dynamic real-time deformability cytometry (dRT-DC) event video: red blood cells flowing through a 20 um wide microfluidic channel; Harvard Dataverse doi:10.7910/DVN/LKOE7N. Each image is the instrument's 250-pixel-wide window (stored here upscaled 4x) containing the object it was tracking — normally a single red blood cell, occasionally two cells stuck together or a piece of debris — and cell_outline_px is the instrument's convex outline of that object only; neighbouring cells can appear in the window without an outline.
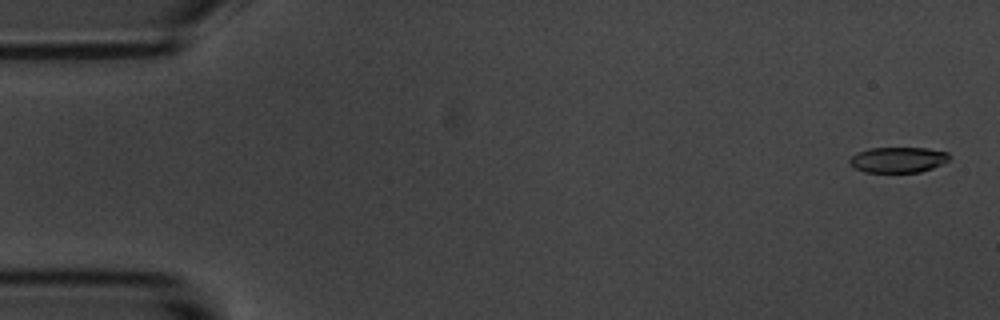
{"species": "common noctule bat (a hibernating species)", "species_latin": "Nyctalus noctula", "temperature_condition": "room temperature", "stored_images_in_passage": 5, "camera_frame_rate_fps": 3000, "um_per_image_px": 0.085, "animal": {"sex": "male", "body_mass_g": 20.1, "forearm_length_mm": 53.5}, "frame": {"image": 1, "passage_image": 1, "time_ms": 0.0, "image_size_px": [1000, 320], "cell_outline_px": [[952, 156], [948, 160], [932, 168], [920, 172], [864, 172], [848, 164], [848, 160], [852, 156], [868, 148], [928, 148], [948, 152]], "centroid_in_image_um": [76.34, 13.58], "position_along_channel_um": 8.7, "area_um2": 14.85}}
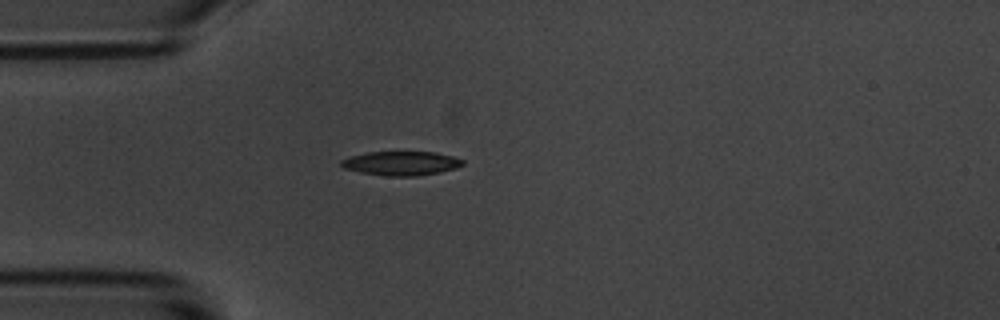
{"frame": {"image": 2, "passage_image": 5, "time_ms": 4.667, "image_size_px": [1000, 320], "cell_outline_px": [[464, 164], [456, 168], [440, 172], [416, 176], [388, 176], [360, 172], [344, 168], [340, 164], [340, 160], [348, 156], [368, 152], [432, 152], [452, 156], [464, 160]], "centroid_in_image_um": [34.08, 13.88], "position_along_channel_um": 50.9, "area_um2": 17.05}}